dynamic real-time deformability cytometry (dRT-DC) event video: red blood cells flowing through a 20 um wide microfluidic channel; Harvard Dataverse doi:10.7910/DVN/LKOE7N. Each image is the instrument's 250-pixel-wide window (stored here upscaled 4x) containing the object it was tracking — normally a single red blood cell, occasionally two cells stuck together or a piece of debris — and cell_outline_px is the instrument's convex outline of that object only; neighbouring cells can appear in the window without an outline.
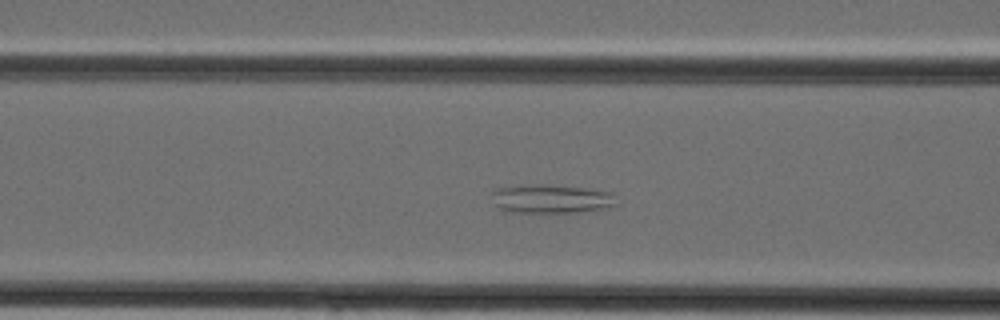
{"species": "Egyptian fruit bat (a non-hibernating species)", "species_latin": "Rousettus aegyptiacus", "temperature_condition": "cold", "stored_images_in_passage": 27, "camera_frame_rate_fps": 3000, "um_per_image_px": 0.085, "animal": {"sex": "female"}, "frame": {"image": 1, "passage_image": 6, "time_ms": 1.667, "image_size_px": [1000, 320], "cell_outline_px": [[620, 204], [608, 208], [580, 212], [504, 212], [492, 204], [492, 192], [496, 188], [524, 184], [544, 184], [584, 188], [612, 192]], "centroid_in_image_um": [46.84, 16.9], "position_along_channel_um": 119.8, "area_um2": 21.44}}
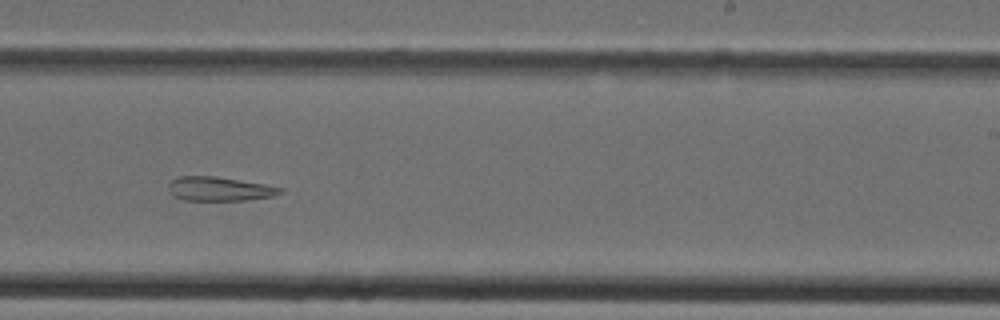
{"frame": {"image": 2, "passage_image": 15, "time_ms": 4.667, "image_size_px": [1000, 320], "cell_outline_px": [[284, 192], [272, 196], [244, 200], [184, 200], [172, 196], [168, 188], [168, 184], [172, 180], [180, 176], [216, 176], [264, 184], [284, 188]], "centroid_in_image_um": [18.64, 16.05], "position_along_channel_um": 270.4, "area_um2": 15.66}}
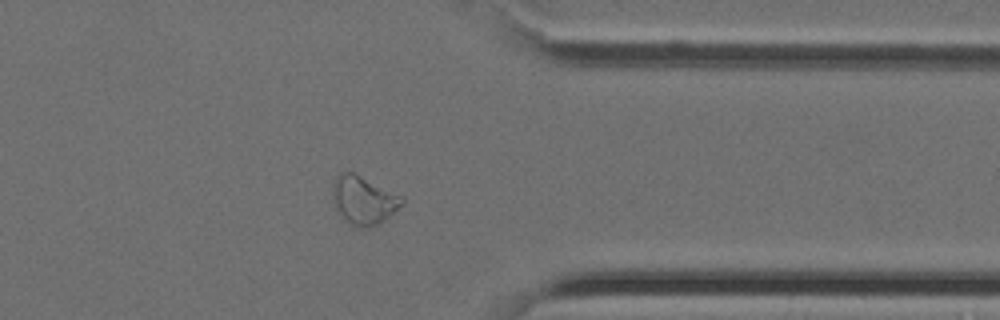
{"frame": {"image": 3, "passage_image": 22, "time_ms": 7.0, "image_size_px": [1000, 320], "cell_outline_px": [[404, 204], [384, 220], [368, 228], [352, 228], [336, 212], [332, 200], [332, 184], [336, 176], [340, 172], [352, 172], [404, 196]], "centroid_in_image_um": [30.87, 17.04], "position_along_channel_um": 380.5, "area_um2": 20.0}}